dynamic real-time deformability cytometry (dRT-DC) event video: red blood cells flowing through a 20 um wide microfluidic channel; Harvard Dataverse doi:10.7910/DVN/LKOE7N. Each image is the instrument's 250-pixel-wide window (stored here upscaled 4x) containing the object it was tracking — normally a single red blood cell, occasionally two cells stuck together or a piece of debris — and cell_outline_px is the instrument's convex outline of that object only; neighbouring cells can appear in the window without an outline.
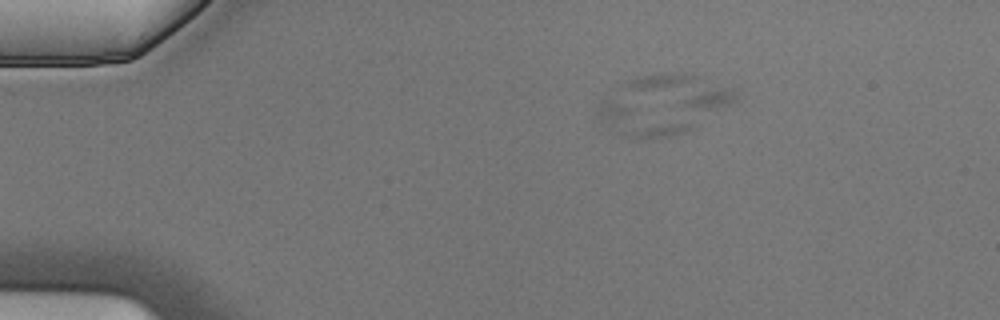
{"species": "Egyptian fruit bat (a non-hibernating species)", "species_latin": "Rousettus aegyptiacus", "temperature_condition": "cold", "stored_images_in_passage": 3, "camera_frame_rate_fps": 3000, "um_per_image_px": 0.085, "animal": {"sex": "male"}, "frame": {"image": 1, "passage_image": 1, "time_ms": 0.0, "image_size_px": [1000, 320], "cell_outline_px": [[692, 128], [684, 132], [668, 136], [644, 140], [636, 140], [620, 136], [600, 124], [596, 112], [600, 104], [604, 100], [608, 100], [684, 120], [692, 124]], "centroid_in_image_um": [54.27, 10.36], "position_along_channel_um": 30.7, "area_um2": 16.76}}